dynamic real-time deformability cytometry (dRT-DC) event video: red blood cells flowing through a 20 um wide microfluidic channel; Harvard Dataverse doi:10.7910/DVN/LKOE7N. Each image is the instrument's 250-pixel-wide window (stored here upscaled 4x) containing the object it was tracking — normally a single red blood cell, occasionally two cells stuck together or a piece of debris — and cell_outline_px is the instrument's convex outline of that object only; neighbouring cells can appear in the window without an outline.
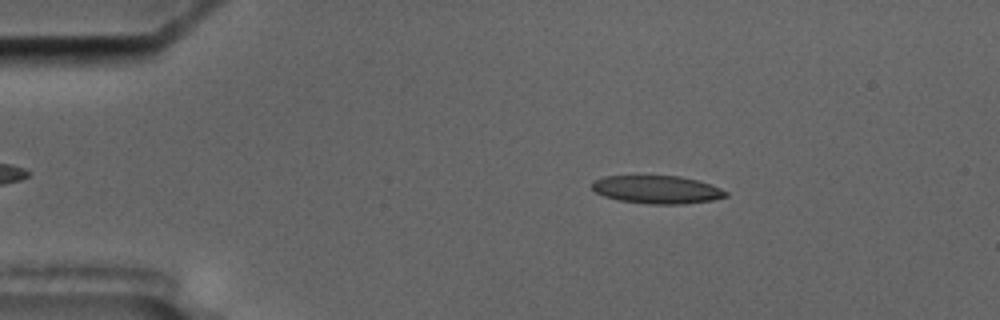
{"species": "common noctule bat (a hibernating species)", "species_latin": "Nyctalus noctula", "temperature_condition": "cold", "stored_images_in_passage": 4, "camera_frame_rate_fps": 3000, "um_per_image_px": 0.085, "animal": {"sex": "male", "body_mass_g": 17.5, "forearm_length_mm": 52.3}, "frame": {"image": 1, "passage_image": 2, "time_ms": 1.333, "image_size_px": [1000, 320], "cell_outline_px": [[728, 196], [712, 200], [684, 204], [648, 204], [620, 200], [604, 196], [596, 192], [592, 188], [592, 184], [596, 180], [604, 176], [680, 176], [712, 184], [728, 192]], "centroid_in_image_um": [55.88, 16.12], "position_along_channel_um": 29.1, "area_um2": 21.73}}